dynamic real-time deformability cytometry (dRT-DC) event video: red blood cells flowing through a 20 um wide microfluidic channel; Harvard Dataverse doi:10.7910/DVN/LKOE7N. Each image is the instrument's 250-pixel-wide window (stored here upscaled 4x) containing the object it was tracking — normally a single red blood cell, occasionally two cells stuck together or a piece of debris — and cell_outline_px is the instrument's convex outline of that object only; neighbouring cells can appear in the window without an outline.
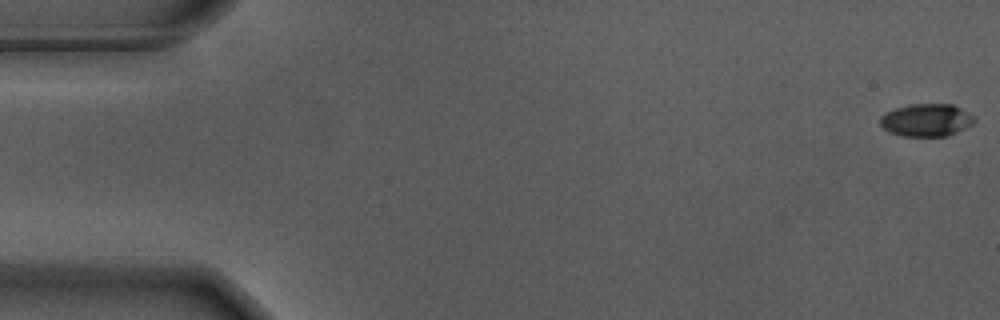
{"species": "Egyptian fruit bat (a non-hibernating species)", "species_latin": "Rousettus aegyptiacus", "temperature_condition": "warm", "stored_images_in_passage": 3, "camera_frame_rate_fps": 3000, "um_per_image_px": 0.085, "animal": {"sex": "male"}, "frame": {"image": 1, "passage_image": 1, "time_ms": 0.0, "image_size_px": [1000, 320], "cell_outline_px": [[976, 120], [972, 124], [948, 136], [900, 136], [888, 132], [880, 124], [880, 116], [896, 108], [912, 104], [952, 104], [960, 108], [972, 116]], "centroid_in_image_um": [78.72, 10.22], "position_along_channel_um": 6.3, "area_um2": 17.74}}